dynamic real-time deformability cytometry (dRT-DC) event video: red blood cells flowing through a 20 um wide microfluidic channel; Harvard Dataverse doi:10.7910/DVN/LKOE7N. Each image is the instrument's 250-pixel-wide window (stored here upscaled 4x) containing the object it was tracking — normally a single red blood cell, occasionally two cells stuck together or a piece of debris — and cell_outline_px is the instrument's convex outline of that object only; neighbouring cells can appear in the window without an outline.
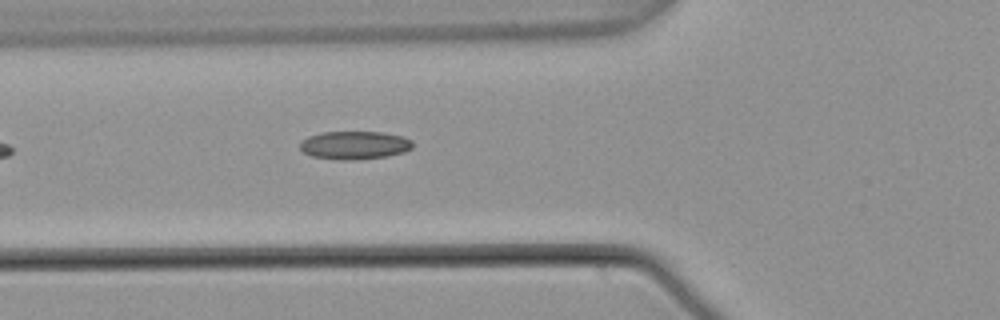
{"species": "common noctule bat (a hibernating species)", "species_latin": "Nyctalus noctula", "temperature_condition": "warm", "stored_images_in_passage": 5, "camera_frame_rate_fps": 3000, "um_per_image_px": 0.085, "animal": {"sex": "male", "body_mass_g": 21.5, "forearm_length_mm": 52.0}, "frame": {"image": 1, "passage_image": 5, "time_ms": 1.333, "image_size_px": [1000, 320], "cell_outline_px": [[412, 148], [404, 152], [388, 156], [352, 160], [344, 160], [312, 156], [304, 152], [300, 148], [300, 140], [308, 136], [320, 132], [380, 132], [404, 136], [412, 140]], "centroid_in_image_um": [30.13, 12.33], "position_along_channel_um": 95.7, "area_um2": 18.55}}